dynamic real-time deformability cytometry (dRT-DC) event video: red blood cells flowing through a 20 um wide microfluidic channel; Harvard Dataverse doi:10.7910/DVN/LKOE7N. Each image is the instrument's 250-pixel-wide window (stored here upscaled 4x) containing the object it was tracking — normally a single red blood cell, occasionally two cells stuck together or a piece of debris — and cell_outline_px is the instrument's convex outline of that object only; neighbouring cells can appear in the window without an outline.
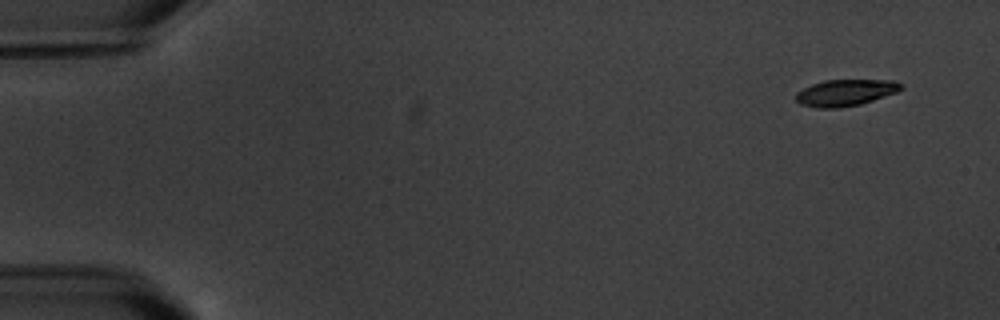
{"species": "common noctule bat (a hibernating species)", "species_latin": "Nyctalus noctula", "temperature_condition": "warm", "stored_images_in_passage": 4, "camera_frame_rate_fps": 3000, "um_per_image_px": 0.085, "animal": {"sex": "male", "body_mass_g": 20.1, "forearm_length_mm": 53.5}, "frame": {"image": 1, "passage_image": 1, "time_ms": 0.0, "image_size_px": [1000, 320], "cell_outline_px": [[904, 88], [896, 92], [860, 104], [840, 108], [816, 108], [800, 104], [796, 100], [796, 92], [812, 84], [824, 80], [892, 80], [904, 84]], "centroid_in_image_um": [71.86, 7.87], "position_along_channel_um": 13.1, "area_um2": 16.24}}